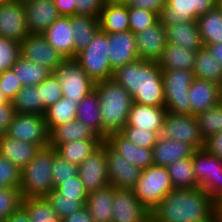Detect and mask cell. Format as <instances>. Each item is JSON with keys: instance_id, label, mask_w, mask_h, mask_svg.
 <instances>
[{"instance_id": "cell-1", "label": "cell", "mask_w": 222, "mask_h": 222, "mask_svg": "<svg viewBox=\"0 0 222 222\" xmlns=\"http://www.w3.org/2000/svg\"><path fill=\"white\" fill-rule=\"evenodd\" d=\"M152 222H211L216 203L202 189H173L151 210Z\"/></svg>"}, {"instance_id": "cell-2", "label": "cell", "mask_w": 222, "mask_h": 222, "mask_svg": "<svg viewBox=\"0 0 222 222\" xmlns=\"http://www.w3.org/2000/svg\"><path fill=\"white\" fill-rule=\"evenodd\" d=\"M113 79L130 94L133 102L165 107L162 70L157 62L138 58L117 68Z\"/></svg>"}, {"instance_id": "cell-3", "label": "cell", "mask_w": 222, "mask_h": 222, "mask_svg": "<svg viewBox=\"0 0 222 222\" xmlns=\"http://www.w3.org/2000/svg\"><path fill=\"white\" fill-rule=\"evenodd\" d=\"M103 123V140L127 124L133 104L130 94L113 78L95 83Z\"/></svg>"}, {"instance_id": "cell-4", "label": "cell", "mask_w": 222, "mask_h": 222, "mask_svg": "<svg viewBox=\"0 0 222 222\" xmlns=\"http://www.w3.org/2000/svg\"><path fill=\"white\" fill-rule=\"evenodd\" d=\"M54 147L40 148L34 158L21 169L20 193L22 198L45 197L52 189Z\"/></svg>"}, {"instance_id": "cell-5", "label": "cell", "mask_w": 222, "mask_h": 222, "mask_svg": "<svg viewBox=\"0 0 222 222\" xmlns=\"http://www.w3.org/2000/svg\"><path fill=\"white\" fill-rule=\"evenodd\" d=\"M108 46L107 33L99 30L87 48L74 58L95 83L113 78Z\"/></svg>"}, {"instance_id": "cell-6", "label": "cell", "mask_w": 222, "mask_h": 222, "mask_svg": "<svg viewBox=\"0 0 222 222\" xmlns=\"http://www.w3.org/2000/svg\"><path fill=\"white\" fill-rule=\"evenodd\" d=\"M173 189L167 167L152 165L142 169L133 192L151 212Z\"/></svg>"}, {"instance_id": "cell-7", "label": "cell", "mask_w": 222, "mask_h": 222, "mask_svg": "<svg viewBox=\"0 0 222 222\" xmlns=\"http://www.w3.org/2000/svg\"><path fill=\"white\" fill-rule=\"evenodd\" d=\"M165 108L167 112L190 114L189 87L195 76L188 70H162Z\"/></svg>"}, {"instance_id": "cell-8", "label": "cell", "mask_w": 222, "mask_h": 222, "mask_svg": "<svg viewBox=\"0 0 222 222\" xmlns=\"http://www.w3.org/2000/svg\"><path fill=\"white\" fill-rule=\"evenodd\" d=\"M192 162L199 188L217 204L222 200V159L202 148L193 152Z\"/></svg>"}, {"instance_id": "cell-9", "label": "cell", "mask_w": 222, "mask_h": 222, "mask_svg": "<svg viewBox=\"0 0 222 222\" xmlns=\"http://www.w3.org/2000/svg\"><path fill=\"white\" fill-rule=\"evenodd\" d=\"M53 74L60 82L63 97L74 101L76 104L95 89V82L88 76L74 58L65 59Z\"/></svg>"}, {"instance_id": "cell-10", "label": "cell", "mask_w": 222, "mask_h": 222, "mask_svg": "<svg viewBox=\"0 0 222 222\" xmlns=\"http://www.w3.org/2000/svg\"><path fill=\"white\" fill-rule=\"evenodd\" d=\"M161 137L182 141L195 150L204 148L205 141L200 133L196 116L167 112Z\"/></svg>"}, {"instance_id": "cell-11", "label": "cell", "mask_w": 222, "mask_h": 222, "mask_svg": "<svg viewBox=\"0 0 222 222\" xmlns=\"http://www.w3.org/2000/svg\"><path fill=\"white\" fill-rule=\"evenodd\" d=\"M217 5L218 0H166L158 19L164 27L178 22H192Z\"/></svg>"}, {"instance_id": "cell-12", "label": "cell", "mask_w": 222, "mask_h": 222, "mask_svg": "<svg viewBox=\"0 0 222 222\" xmlns=\"http://www.w3.org/2000/svg\"><path fill=\"white\" fill-rule=\"evenodd\" d=\"M6 134L39 148L49 145V131L44 115L16 113Z\"/></svg>"}, {"instance_id": "cell-13", "label": "cell", "mask_w": 222, "mask_h": 222, "mask_svg": "<svg viewBox=\"0 0 222 222\" xmlns=\"http://www.w3.org/2000/svg\"><path fill=\"white\" fill-rule=\"evenodd\" d=\"M78 175L88 193L110 185L106 166V142L78 165Z\"/></svg>"}, {"instance_id": "cell-14", "label": "cell", "mask_w": 222, "mask_h": 222, "mask_svg": "<svg viewBox=\"0 0 222 222\" xmlns=\"http://www.w3.org/2000/svg\"><path fill=\"white\" fill-rule=\"evenodd\" d=\"M21 56L44 66L52 72L65 60L46 40L43 34H29L20 42Z\"/></svg>"}, {"instance_id": "cell-15", "label": "cell", "mask_w": 222, "mask_h": 222, "mask_svg": "<svg viewBox=\"0 0 222 222\" xmlns=\"http://www.w3.org/2000/svg\"><path fill=\"white\" fill-rule=\"evenodd\" d=\"M106 166L110 185L116 189L133 190L141 169L116 153L106 143Z\"/></svg>"}, {"instance_id": "cell-16", "label": "cell", "mask_w": 222, "mask_h": 222, "mask_svg": "<svg viewBox=\"0 0 222 222\" xmlns=\"http://www.w3.org/2000/svg\"><path fill=\"white\" fill-rule=\"evenodd\" d=\"M111 222H149L150 211L139 201L133 190L114 188Z\"/></svg>"}, {"instance_id": "cell-17", "label": "cell", "mask_w": 222, "mask_h": 222, "mask_svg": "<svg viewBox=\"0 0 222 222\" xmlns=\"http://www.w3.org/2000/svg\"><path fill=\"white\" fill-rule=\"evenodd\" d=\"M29 35L24 3L0 4V37L23 41Z\"/></svg>"}, {"instance_id": "cell-18", "label": "cell", "mask_w": 222, "mask_h": 222, "mask_svg": "<svg viewBox=\"0 0 222 222\" xmlns=\"http://www.w3.org/2000/svg\"><path fill=\"white\" fill-rule=\"evenodd\" d=\"M138 56L145 61L158 62L167 45L165 27L158 20L154 25L135 34Z\"/></svg>"}, {"instance_id": "cell-19", "label": "cell", "mask_w": 222, "mask_h": 222, "mask_svg": "<svg viewBox=\"0 0 222 222\" xmlns=\"http://www.w3.org/2000/svg\"><path fill=\"white\" fill-rule=\"evenodd\" d=\"M24 7L29 34H43L61 16L54 0H29Z\"/></svg>"}, {"instance_id": "cell-20", "label": "cell", "mask_w": 222, "mask_h": 222, "mask_svg": "<svg viewBox=\"0 0 222 222\" xmlns=\"http://www.w3.org/2000/svg\"><path fill=\"white\" fill-rule=\"evenodd\" d=\"M191 115L196 116L222 101V86L208 80L194 78L189 87Z\"/></svg>"}, {"instance_id": "cell-21", "label": "cell", "mask_w": 222, "mask_h": 222, "mask_svg": "<svg viewBox=\"0 0 222 222\" xmlns=\"http://www.w3.org/2000/svg\"><path fill=\"white\" fill-rule=\"evenodd\" d=\"M107 37L109 60L114 71L139 58L135 34L132 31L107 33Z\"/></svg>"}, {"instance_id": "cell-22", "label": "cell", "mask_w": 222, "mask_h": 222, "mask_svg": "<svg viewBox=\"0 0 222 222\" xmlns=\"http://www.w3.org/2000/svg\"><path fill=\"white\" fill-rule=\"evenodd\" d=\"M116 153L141 170L154 165L152 149L139 147L120 132L109 134L104 140Z\"/></svg>"}, {"instance_id": "cell-23", "label": "cell", "mask_w": 222, "mask_h": 222, "mask_svg": "<svg viewBox=\"0 0 222 222\" xmlns=\"http://www.w3.org/2000/svg\"><path fill=\"white\" fill-rule=\"evenodd\" d=\"M71 16H60L43 33L47 42L65 59L74 58V35Z\"/></svg>"}, {"instance_id": "cell-24", "label": "cell", "mask_w": 222, "mask_h": 222, "mask_svg": "<svg viewBox=\"0 0 222 222\" xmlns=\"http://www.w3.org/2000/svg\"><path fill=\"white\" fill-rule=\"evenodd\" d=\"M166 114L167 109L165 107L147 106L133 102L127 125L157 132L160 135Z\"/></svg>"}, {"instance_id": "cell-25", "label": "cell", "mask_w": 222, "mask_h": 222, "mask_svg": "<svg viewBox=\"0 0 222 222\" xmlns=\"http://www.w3.org/2000/svg\"><path fill=\"white\" fill-rule=\"evenodd\" d=\"M195 149L182 141L166 139L159 136L152 148L154 165L168 167L171 163L192 157Z\"/></svg>"}, {"instance_id": "cell-26", "label": "cell", "mask_w": 222, "mask_h": 222, "mask_svg": "<svg viewBox=\"0 0 222 222\" xmlns=\"http://www.w3.org/2000/svg\"><path fill=\"white\" fill-rule=\"evenodd\" d=\"M40 148L7 134L0 137V156L5 157L19 169H23L34 158Z\"/></svg>"}, {"instance_id": "cell-27", "label": "cell", "mask_w": 222, "mask_h": 222, "mask_svg": "<svg viewBox=\"0 0 222 222\" xmlns=\"http://www.w3.org/2000/svg\"><path fill=\"white\" fill-rule=\"evenodd\" d=\"M102 139L91 128L79 120H71L54 127L49 132V146L57 147L60 144L76 140Z\"/></svg>"}, {"instance_id": "cell-28", "label": "cell", "mask_w": 222, "mask_h": 222, "mask_svg": "<svg viewBox=\"0 0 222 222\" xmlns=\"http://www.w3.org/2000/svg\"><path fill=\"white\" fill-rule=\"evenodd\" d=\"M98 19L103 32L119 33L130 30L128 7L125 3L107 1Z\"/></svg>"}, {"instance_id": "cell-29", "label": "cell", "mask_w": 222, "mask_h": 222, "mask_svg": "<svg viewBox=\"0 0 222 222\" xmlns=\"http://www.w3.org/2000/svg\"><path fill=\"white\" fill-rule=\"evenodd\" d=\"M165 30L167 43L197 51L203 47L196 21L178 22L165 26Z\"/></svg>"}, {"instance_id": "cell-30", "label": "cell", "mask_w": 222, "mask_h": 222, "mask_svg": "<svg viewBox=\"0 0 222 222\" xmlns=\"http://www.w3.org/2000/svg\"><path fill=\"white\" fill-rule=\"evenodd\" d=\"M114 187L112 185L90 192L85 207L94 222H111L113 218Z\"/></svg>"}, {"instance_id": "cell-31", "label": "cell", "mask_w": 222, "mask_h": 222, "mask_svg": "<svg viewBox=\"0 0 222 222\" xmlns=\"http://www.w3.org/2000/svg\"><path fill=\"white\" fill-rule=\"evenodd\" d=\"M197 50L167 43L160 60L157 62L161 70L193 71Z\"/></svg>"}, {"instance_id": "cell-32", "label": "cell", "mask_w": 222, "mask_h": 222, "mask_svg": "<svg viewBox=\"0 0 222 222\" xmlns=\"http://www.w3.org/2000/svg\"><path fill=\"white\" fill-rule=\"evenodd\" d=\"M74 35V58L77 53L87 48L96 33L100 30L99 19L86 15L71 16Z\"/></svg>"}, {"instance_id": "cell-33", "label": "cell", "mask_w": 222, "mask_h": 222, "mask_svg": "<svg viewBox=\"0 0 222 222\" xmlns=\"http://www.w3.org/2000/svg\"><path fill=\"white\" fill-rule=\"evenodd\" d=\"M76 119L91 128L99 137L103 139V123L97 92L94 89L85 96L79 103Z\"/></svg>"}, {"instance_id": "cell-34", "label": "cell", "mask_w": 222, "mask_h": 222, "mask_svg": "<svg viewBox=\"0 0 222 222\" xmlns=\"http://www.w3.org/2000/svg\"><path fill=\"white\" fill-rule=\"evenodd\" d=\"M203 46L222 43V9L217 5L196 20Z\"/></svg>"}, {"instance_id": "cell-35", "label": "cell", "mask_w": 222, "mask_h": 222, "mask_svg": "<svg viewBox=\"0 0 222 222\" xmlns=\"http://www.w3.org/2000/svg\"><path fill=\"white\" fill-rule=\"evenodd\" d=\"M103 139L76 140L58 145L57 154L70 163L80 165L89 155L98 149Z\"/></svg>"}, {"instance_id": "cell-36", "label": "cell", "mask_w": 222, "mask_h": 222, "mask_svg": "<svg viewBox=\"0 0 222 222\" xmlns=\"http://www.w3.org/2000/svg\"><path fill=\"white\" fill-rule=\"evenodd\" d=\"M193 73L195 78L212 81L222 86V65L205 46L196 53Z\"/></svg>"}, {"instance_id": "cell-37", "label": "cell", "mask_w": 222, "mask_h": 222, "mask_svg": "<svg viewBox=\"0 0 222 222\" xmlns=\"http://www.w3.org/2000/svg\"><path fill=\"white\" fill-rule=\"evenodd\" d=\"M11 69L17 75L22 86L39 85L53 73L48 68L27 60L22 56L16 60Z\"/></svg>"}, {"instance_id": "cell-38", "label": "cell", "mask_w": 222, "mask_h": 222, "mask_svg": "<svg viewBox=\"0 0 222 222\" xmlns=\"http://www.w3.org/2000/svg\"><path fill=\"white\" fill-rule=\"evenodd\" d=\"M167 169L174 189H194L199 187L192 157L177 160L171 163Z\"/></svg>"}, {"instance_id": "cell-39", "label": "cell", "mask_w": 222, "mask_h": 222, "mask_svg": "<svg viewBox=\"0 0 222 222\" xmlns=\"http://www.w3.org/2000/svg\"><path fill=\"white\" fill-rule=\"evenodd\" d=\"M78 104L62 97L55 104L46 109L45 121L48 131L60 124H65L68 121L76 119Z\"/></svg>"}, {"instance_id": "cell-40", "label": "cell", "mask_w": 222, "mask_h": 222, "mask_svg": "<svg viewBox=\"0 0 222 222\" xmlns=\"http://www.w3.org/2000/svg\"><path fill=\"white\" fill-rule=\"evenodd\" d=\"M11 102L16 113L41 115L40 90L37 85L23 86Z\"/></svg>"}, {"instance_id": "cell-41", "label": "cell", "mask_w": 222, "mask_h": 222, "mask_svg": "<svg viewBox=\"0 0 222 222\" xmlns=\"http://www.w3.org/2000/svg\"><path fill=\"white\" fill-rule=\"evenodd\" d=\"M45 198L60 219L71 215L75 211L85 207L87 198H69L61 194L56 188H53Z\"/></svg>"}, {"instance_id": "cell-42", "label": "cell", "mask_w": 222, "mask_h": 222, "mask_svg": "<svg viewBox=\"0 0 222 222\" xmlns=\"http://www.w3.org/2000/svg\"><path fill=\"white\" fill-rule=\"evenodd\" d=\"M200 133L204 141L222 131V101L214 107L196 115Z\"/></svg>"}, {"instance_id": "cell-43", "label": "cell", "mask_w": 222, "mask_h": 222, "mask_svg": "<svg viewBox=\"0 0 222 222\" xmlns=\"http://www.w3.org/2000/svg\"><path fill=\"white\" fill-rule=\"evenodd\" d=\"M21 206L28 213L31 222H53L57 217L45 197L22 198Z\"/></svg>"}, {"instance_id": "cell-44", "label": "cell", "mask_w": 222, "mask_h": 222, "mask_svg": "<svg viewBox=\"0 0 222 222\" xmlns=\"http://www.w3.org/2000/svg\"><path fill=\"white\" fill-rule=\"evenodd\" d=\"M41 100V115H45L46 109L63 97V91L57 77L52 73L39 85Z\"/></svg>"}, {"instance_id": "cell-45", "label": "cell", "mask_w": 222, "mask_h": 222, "mask_svg": "<svg viewBox=\"0 0 222 222\" xmlns=\"http://www.w3.org/2000/svg\"><path fill=\"white\" fill-rule=\"evenodd\" d=\"M52 182L53 188H56L63 181L78 175V165L73 164L57 154L54 147V162L52 165Z\"/></svg>"}, {"instance_id": "cell-46", "label": "cell", "mask_w": 222, "mask_h": 222, "mask_svg": "<svg viewBox=\"0 0 222 222\" xmlns=\"http://www.w3.org/2000/svg\"><path fill=\"white\" fill-rule=\"evenodd\" d=\"M120 133L133 144L148 149L153 148L160 136L157 132L148 131L146 129L143 130L141 128H134L128 126L127 124L123 127Z\"/></svg>"}, {"instance_id": "cell-47", "label": "cell", "mask_w": 222, "mask_h": 222, "mask_svg": "<svg viewBox=\"0 0 222 222\" xmlns=\"http://www.w3.org/2000/svg\"><path fill=\"white\" fill-rule=\"evenodd\" d=\"M129 27L134 34L154 25L159 19L155 12L128 8Z\"/></svg>"}, {"instance_id": "cell-48", "label": "cell", "mask_w": 222, "mask_h": 222, "mask_svg": "<svg viewBox=\"0 0 222 222\" xmlns=\"http://www.w3.org/2000/svg\"><path fill=\"white\" fill-rule=\"evenodd\" d=\"M20 56L19 42L0 37V73L11 69Z\"/></svg>"}, {"instance_id": "cell-49", "label": "cell", "mask_w": 222, "mask_h": 222, "mask_svg": "<svg viewBox=\"0 0 222 222\" xmlns=\"http://www.w3.org/2000/svg\"><path fill=\"white\" fill-rule=\"evenodd\" d=\"M22 202L19 188H0V220L15 212Z\"/></svg>"}, {"instance_id": "cell-50", "label": "cell", "mask_w": 222, "mask_h": 222, "mask_svg": "<svg viewBox=\"0 0 222 222\" xmlns=\"http://www.w3.org/2000/svg\"><path fill=\"white\" fill-rule=\"evenodd\" d=\"M20 184L21 169L0 156V188H19Z\"/></svg>"}, {"instance_id": "cell-51", "label": "cell", "mask_w": 222, "mask_h": 222, "mask_svg": "<svg viewBox=\"0 0 222 222\" xmlns=\"http://www.w3.org/2000/svg\"><path fill=\"white\" fill-rule=\"evenodd\" d=\"M56 189L69 198H87L89 195L79 175L63 181Z\"/></svg>"}, {"instance_id": "cell-52", "label": "cell", "mask_w": 222, "mask_h": 222, "mask_svg": "<svg viewBox=\"0 0 222 222\" xmlns=\"http://www.w3.org/2000/svg\"><path fill=\"white\" fill-rule=\"evenodd\" d=\"M22 87L21 82L18 80L17 75L12 69L0 73V90L9 101L16 96L17 92Z\"/></svg>"}, {"instance_id": "cell-53", "label": "cell", "mask_w": 222, "mask_h": 222, "mask_svg": "<svg viewBox=\"0 0 222 222\" xmlns=\"http://www.w3.org/2000/svg\"><path fill=\"white\" fill-rule=\"evenodd\" d=\"M107 0H73L75 15L99 18Z\"/></svg>"}, {"instance_id": "cell-54", "label": "cell", "mask_w": 222, "mask_h": 222, "mask_svg": "<svg viewBox=\"0 0 222 222\" xmlns=\"http://www.w3.org/2000/svg\"><path fill=\"white\" fill-rule=\"evenodd\" d=\"M128 8H138L155 12L158 16L166 5V0H126Z\"/></svg>"}, {"instance_id": "cell-55", "label": "cell", "mask_w": 222, "mask_h": 222, "mask_svg": "<svg viewBox=\"0 0 222 222\" xmlns=\"http://www.w3.org/2000/svg\"><path fill=\"white\" fill-rule=\"evenodd\" d=\"M16 112L11 101L0 104V137L7 133Z\"/></svg>"}, {"instance_id": "cell-56", "label": "cell", "mask_w": 222, "mask_h": 222, "mask_svg": "<svg viewBox=\"0 0 222 222\" xmlns=\"http://www.w3.org/2000/svg\"><path fill=\"white\" fill-rule=\"evenodd\" d=\"M204 148L214 156L222 159V131L205 140Z\"/></svg>"}, {"instance_id": "cell-57", "label": "cell", "mask_w": 222, "mask_h": 222, "mask_svg": "<svg viewBox=\"0 0 222 222\" xmlns=\"http://www.w3.org/2000/svg\"><path fill=\"white\" fill-rule=\"evenodd\" d=\"M54 4L61 16L75 15L73 0H54Z\"/></svg>"}, {"instance_id": "cell-58", "label": "cell", "mask_w": 222, "mask_h": 222, "mask_svg": "<svg viewBox=\"0 0 222 222\" xmlns=\"http://www.w3.org/2000/svg\"><path fill=\"white\" fill-rule=\"evenodd\" d=\"M63 222H94L86 207L63 218Z\"/></svg>"}, {"instance_id": "cell-59", "label": "cell", "mask_w": 222, "mask_h": 222, "mask_svg": "<svg viewBox=\"0 0 222 222\" xmlns=\"http://www.w3.org/2000/svg\"><path fill=\"white\" fill-rule=\"evenodd\" d=\"M2 222H31L26 210L20 206L15 212L11 213Z\"/></svg>"}, {"instance_id": "cell-60", "label": "cell", "mask_w": 222, "mask_h": 222, "mask_svg": "<svg viewBox=\"0 0 222 222\" xmlns=\"http://www.w3.org/2000/svg\"><path fill=\"white\" fill-rule=\"evenodd\" d=\"M210 53L218 60L222 65V43H216L211 45H206Z\"/></svg>"}, {"instance_id": "cell-61", "label": "cell", "mask_w": 222, "mask_h": 222, "mask_svg": "<svg viewBox=\"0 0 222 222\" xmlns=\"http://www.w3.org/2000/svg\"><path fill=\"white\" fill-rule=\"evenodd\" d=\"M216 213L222 218V200L216 204Z\"/></svg>"}, {"instance_id": "cell-62", "label": "cell", "mask_w": 222, "mask_h": 222, "mask_svg": "<svg viewBox=\"0 0 222 222\" xmlns=\"http://www.w3.org/2000/svg\"><path fill=\"white\" fill-rule=\"evenodd\" d=\"M9 100L5 97L4 93L0 90V104H4Z\"/></svg>"}, {"instance_id": "cell-63", "label": "cell", "mask_w": 222, "mask_h": 222, "mask_svg": "<svg viewBox=\"0 0 222 222\" xmlns=\"http://www.w3.org/2000/svg\"><path fill=\"white\" fill-rule=\"evenodd\" d=\"M211 222H222V218H220L217 214L213 217Z\"/></svg>"}, {"instance_id": "cell-64", "label": "cell", "mask_w": 222, "mask_h": 222, "mask_svg": "<svg viewBox=\"0 0 222 222\" xmlns=\"http://www.w3.org/2000/svg\"><path fill=\"white\" fill-rule=\"evenodd\" d=\"M17 0H0V4H3V3H12V2H15Z\"/></svg>"}, {"instance_id": "cell-65", "label": "cell", "mask_w": 222, "mask_h": 222, "mask_svg": "<svg viewBox=\"0 0 222 222\" xmlns=\"http://www.w3.org/2000/svg\"><path fill=\"white\" fill-rule=\"evenodd\" d=\"M53 222H63V219H60L59 217H56Z\"/></svg>"}, {"instance_id": "cell-66", "label": "cell", "mask_w": 222, "mask_h": 222, "mask_svg": "<svg viewBox=\"0 0 222 222\" xmlns=\"http://www.w3.org/2000/svg\"><path fill=\"white\" fill-rule=\"evenodd\" d=\"M107 1H112V2H122V3H124L126 0H107Z\"/></svg>"}, {"instance_id": "cell-67", "label": "cell", "mask_w": 222, "mask_h": 222, "mask_svg": "<svg viewBox=\"0 0 222 222\" xmlns=\"http://www.w3.org/2000/svg\"><path fill=\"white\" fill-rule=\"evenodd\" d=\"M218 5L222 9V0H218Z\"/></svg>"}, {"instance_id": "cell-68", "label": "cell", "mask_w": 222, "mask_h": 222, "mask_svg": "<svg viewBox=\"0 0 222 222\" xmlns=\"http://www.w3.org/2000/svg\"><path fill=\"white\" fill-rule=\"evenodd\" d=\"M18 1L25 3L26 1H29V0H18Z\"/></svg>"}]
</instances>
